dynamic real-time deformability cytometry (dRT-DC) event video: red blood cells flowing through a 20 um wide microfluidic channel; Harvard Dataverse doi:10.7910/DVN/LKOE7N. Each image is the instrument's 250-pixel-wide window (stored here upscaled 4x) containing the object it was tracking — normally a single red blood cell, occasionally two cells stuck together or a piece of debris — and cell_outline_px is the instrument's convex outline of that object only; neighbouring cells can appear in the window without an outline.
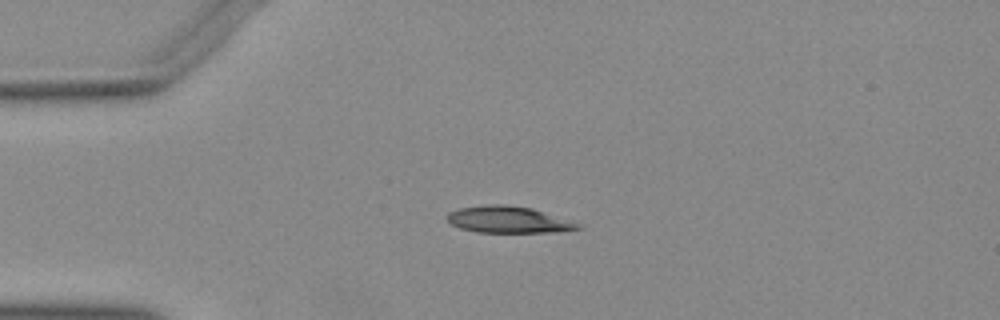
{"species": "Egyptian fruit bat (a non-hibernating species)", "species_latin": "Rousettus aegyptiacus", "temperature_condition": "warm", "stored_images_in_passage": 40, "camera_frame_rate_fps": 3000, "um_per_image_px": 0.085, "animal": {"sex": "female"}, "frame": {"image": 1, "passage_image": 1, "time_ms": 0.0, "image_size_px": [1000, 320], "cell_outline_px": [[584, 228], [556, 232], [476, 232], [460, 228], [452, 224], [444, 216], [448, 212], [460, 208], [484, 204], [508, 204], [532, 208], [580, 224]], "centroid_in_image_um": [43.17, 18.66], "position_along_channel_um": 41.8, "area_um2": 20.35}}
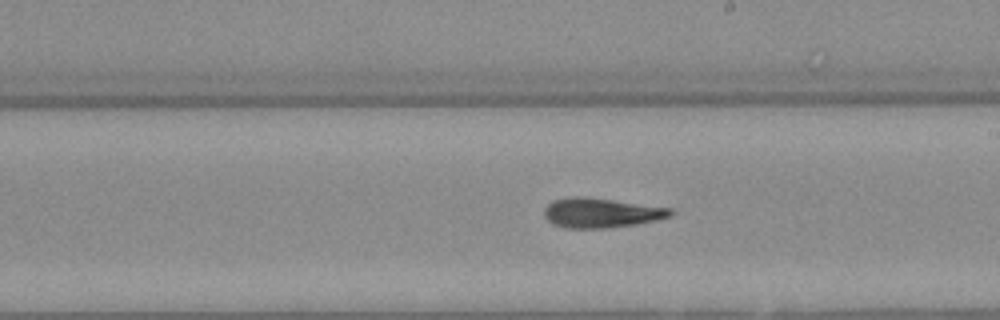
{"frame": {"image": 2, "passage_image": 18, "time_ms": 5.667, "image_size_px": [1000, 320], "cell_outline_px": [[676, 212], [672, 216], [656, 220], [636, 224], [608, 228], [564, 228], [552, 224], [544, 216], [544, 208], [552, 200], [572, 196], [580, 196], [672, 208]], "centroid_in_image_um": [51.09, 18.1], "position_along_channel_um": 237.9, "area_um2": 21.91}}
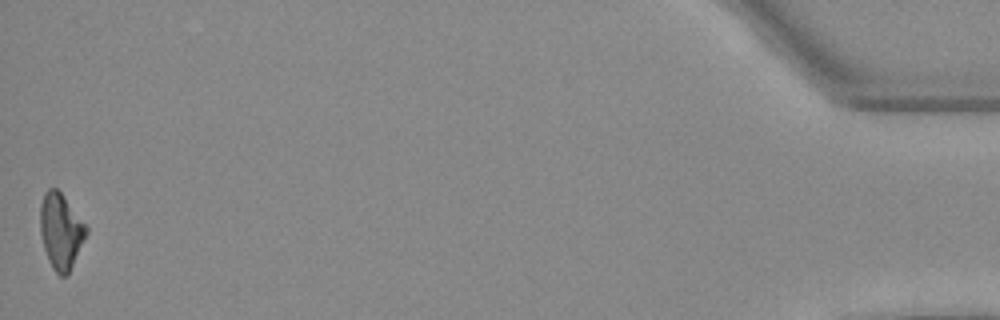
{"frame": {"image": 3, "passage_image": 40, "time_ms": 13.0, "image_size_px": [1000, 320], "cell_outline_px": [[88, 232], [68, 272], [64, 276], [60, 276], [52, 268], [48, 260], [44, 248], [40, 232], [40, 204], [44, 192], [48, 188], [56, 188], [60, 192], [88, 228]], "centroid_in_image_um": [5.14, 19.63], "position_along_channel_um": 430.1, "area_um2": 19.88}}